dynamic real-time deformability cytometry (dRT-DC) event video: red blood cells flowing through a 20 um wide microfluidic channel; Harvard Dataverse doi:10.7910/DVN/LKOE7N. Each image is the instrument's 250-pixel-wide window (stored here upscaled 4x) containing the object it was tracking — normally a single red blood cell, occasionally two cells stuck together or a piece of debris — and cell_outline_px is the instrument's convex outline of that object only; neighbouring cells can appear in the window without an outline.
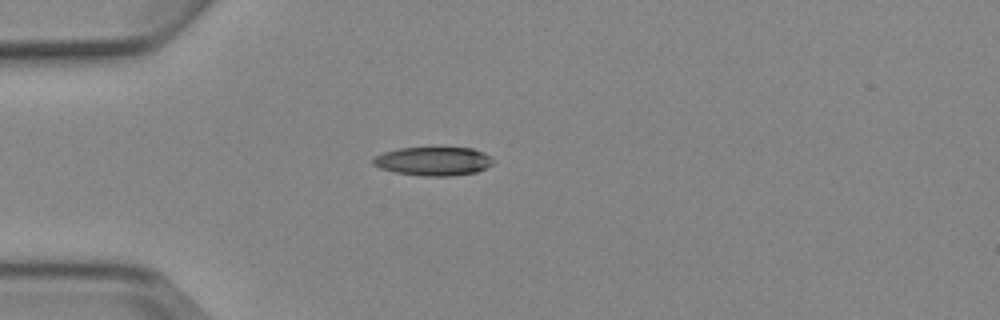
{"species": "Egyptian fruit bat (a non-hibernating species)", "species_latin": "Rousettus aegyptiacus", "temperature_condition": "cold", "stored_images_in_passage": 4, "camera_frame_rate_fps": 3000, "um_per_image_px": 0.085, "animal": {"sex": "female"}, "frame": {"image": 1, "passage_image": 1, "time_ms": 0.0, "image_size_px": [1000, 320], "cell_outline_px": [[492, 164], [476, 172], [452, 176], [424, 176], [396, 172], [380, 168], [372, 164], [372, 160], [376, 156], [384, 152], [400, 148], [472, 148], [484, 152], [492, 156]], "centroid_in_image_um": [36.85, 13.7], "position_along_channel_um": 48.2, "area_um2": 19.94}}
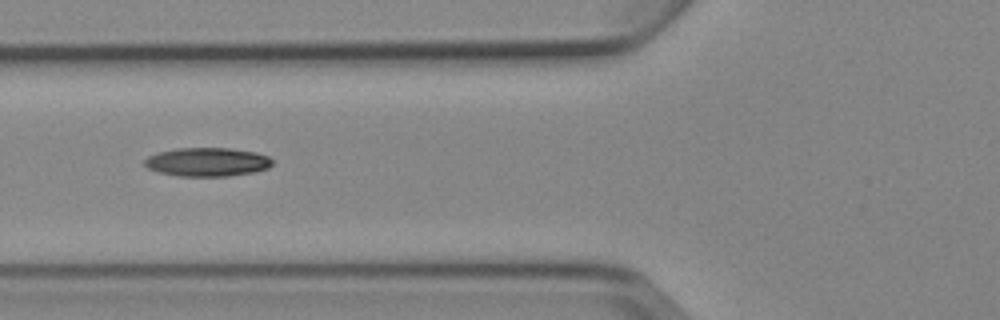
{"frame": {"image": 2, "passage_image": 3, "time_ms": 2.0, "image_size_px": [1000, 320], "cell_outline_px": [[272, 164], [268, 168], [252, 172], [228, 176], [180, 176], [160, 172], [148, 168], [144, 164], [144, 160], [148, 156], [156, 152], [176, 148], [228, 148], [256, 152], [268, 156], [272, 160]], "centroid_in_image_um": [17.6, 13.76], "position_along_channel_um": 108.2, "area_um2": 21.33}}
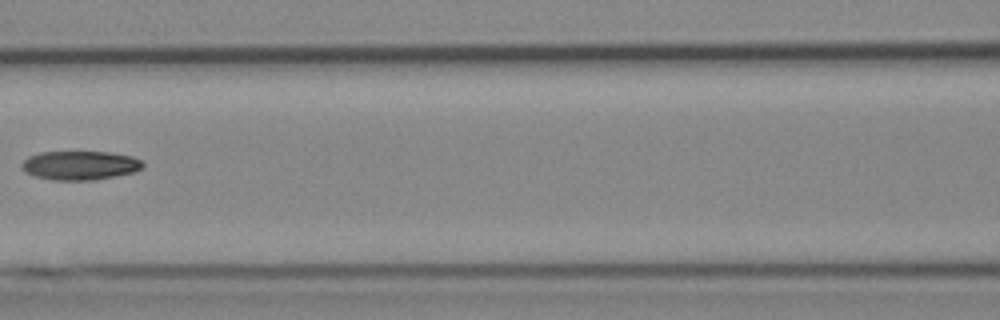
{"frame": {"image": 3, "passage_image": 4, "time_ms": 3.333, "image_size_px": [1000, 320], "cell_outline_px": [[144, 168], [132, 172], [92, 180], [52, 180], [36, 176], [24, 172], [20, 168], [20, 164], [28, 156], [40, 152], [108, 152], [132, 156], [140, 160], [144, 164]], "centroid_in_image_um": [6.75, 14.05], "position_along_channel_um": 159.8, "area_um2": 20.4}}